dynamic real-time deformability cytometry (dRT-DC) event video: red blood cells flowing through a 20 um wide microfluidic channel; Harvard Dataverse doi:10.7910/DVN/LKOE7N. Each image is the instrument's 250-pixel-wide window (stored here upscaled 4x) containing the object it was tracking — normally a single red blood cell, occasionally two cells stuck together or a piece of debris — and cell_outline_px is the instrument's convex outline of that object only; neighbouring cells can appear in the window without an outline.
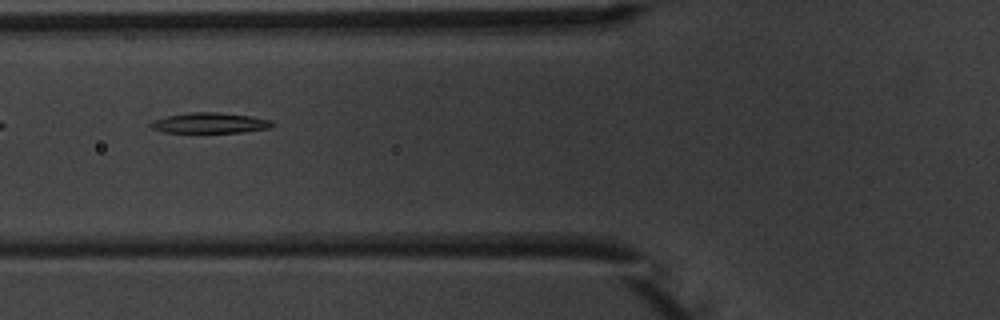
{"species": "common noctule bat (a hibernating species)", "species_latin": "Nyctalus noctula", "temperature_condition": "warm", "stored_images_in_passage": 9, "camera_frame_rate_fps": 3000, "um_per_image_px": 0.085, "animal": {"sex": "male", "body_mass_g": 20.1, "forearm_length_mm": 53.5}, "frame": {"image": 1, "passage_image": 6, "time_ms": 6.667, "image_size_px": [1000, 320], "cell_outline_px": [[272, 128], [244, 132], [164, 132], [152, 128], [148, 124], [152, 120], [164, 116], [188, 112], [216, 112], [248, 116], [272, 120]], "centroid_in_image_um": [17.79, 10.45], "position_along_channel_um": 108.0, "area_um2": 14.51}}
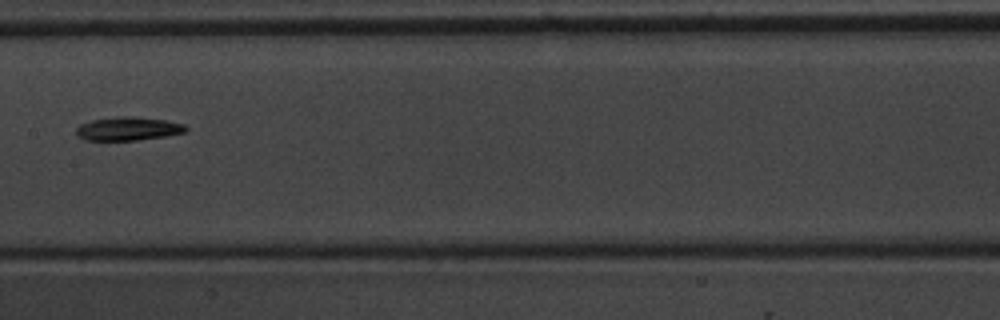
{"frame": {"image": 2, "passage_image": 8, "time_ms": 9.0, "image_size_px": [1000, 320], "cell_outline_px": [[188, 128], [184, 132], [164, 136], [136, 140], [84, 140], [76, 136], [76, 128], [80, 124], [92, 120], [120, 116], [128, 116], [164, 120], [184, 124]], "centroid_in_image_um": [10.84, 10.94], "position_along_channel_um": 196.6, "area_um2": 14.85}}
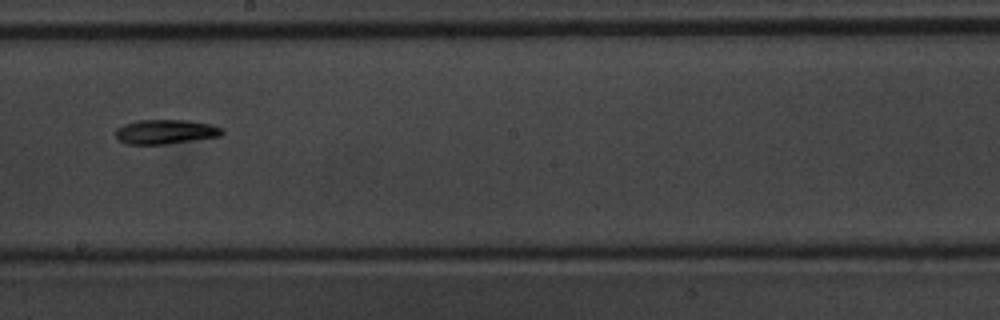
{"frame": {"image": 3, "passage_image": 9, "time_ms": 10.0, "image_size_px": [1000, 320], "cell_outline_px": [[224, 132], [220, 136], [164, 144], [128, 144], [120, 140], [116, 136], [116, 128], [124, 124], [136, 120], [188, 120], [212, 124], [224, 128]], "centroid_in_image_um": [14.09, 11.18], "position_along_channel_um": 234.1, "area_um2": 15.14}}